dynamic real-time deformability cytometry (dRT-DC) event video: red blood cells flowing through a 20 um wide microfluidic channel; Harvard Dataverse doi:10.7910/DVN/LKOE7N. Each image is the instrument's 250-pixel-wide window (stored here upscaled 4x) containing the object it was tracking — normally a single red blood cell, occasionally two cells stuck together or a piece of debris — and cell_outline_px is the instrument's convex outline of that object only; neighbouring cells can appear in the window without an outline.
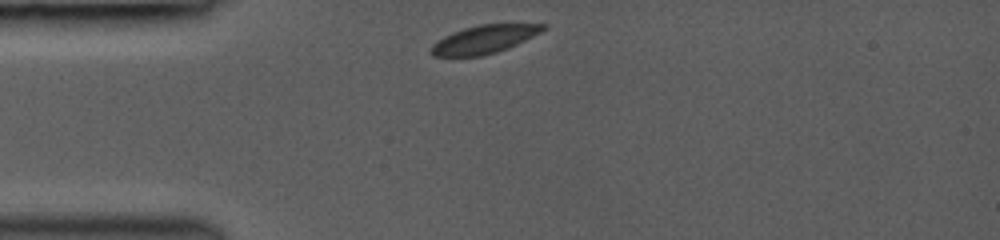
{"species": "common noctule bat (a hibernating species)", "species_latin": "Nyctalus noctula", "temperature_condition": "room temperature", "stored_images_in_passage": 5, "camera_frame_rate_fps": 3000, "um_per_image_px": 0.085, "animal": {"sex": "female", "body_mass_g": 19.0, "forearm_length_mm": 53.3}, "frame": {"image": 1, "passage_image": 1, "time_ms": 0.0, "image_size_px": [1000, 240], "cell_outline_px": [[548, 28], [508, 48], [496, 52], [480, 56], [432, 56], [428, 52], [432, 44], [436, 40], [452, 32], [464, 28], [480, 24], [548, 24]], "centroid_in_image_um": [41.1, 3.34], "position_along_channel_um": 43.9, "area_um2": 18.38}}
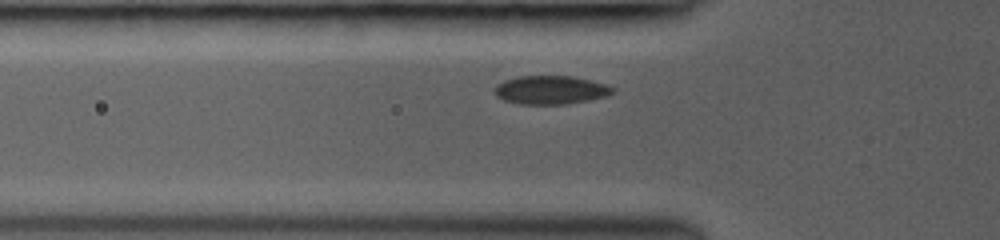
{"frame": {"image": 2, "passage_image": 4, "time_ms": 1.333, "image_size_px": [1000, 240], "cell_outline_px": [[612, 92], [608, 96], [568, 104], [520, 104], [504, 100], [496, 96], [492, 92], [492, 88], [496, 84], [504, 80], [516, 76], [572, 76], [604, 84], [612, 88]], "centroid_in_image_um": [46.71, 7.65], "position_along_channel_um": 79.1, "area_um2": 19.65}}